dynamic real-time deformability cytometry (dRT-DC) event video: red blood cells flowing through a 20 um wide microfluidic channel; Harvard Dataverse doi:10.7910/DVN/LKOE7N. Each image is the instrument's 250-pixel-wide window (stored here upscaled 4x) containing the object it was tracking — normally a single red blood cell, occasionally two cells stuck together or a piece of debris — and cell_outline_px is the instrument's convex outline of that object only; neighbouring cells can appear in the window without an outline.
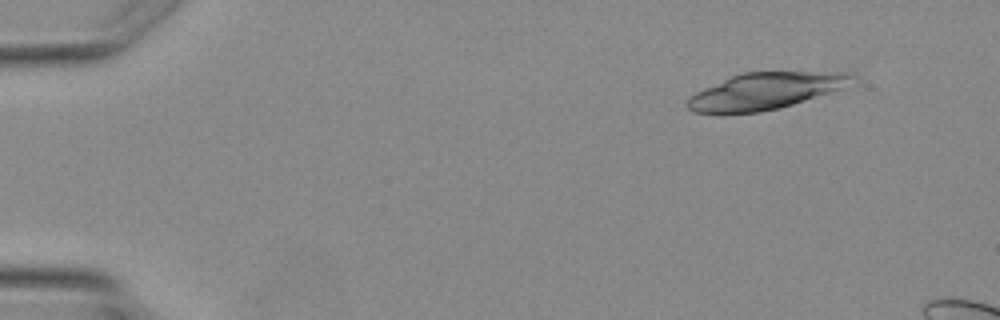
{"species": "Egyptian fruit bat (a non-hibernating species)", "species_latin": "Rousettus aegyptiacus", "temperature_condition": "warm", "stored_images_in_passage": 3, "camera_frame_rate_fps": 3000, "um_per_image_px": 0.085, "animal": {"sex": "female"}, "frame": {"image": 1, "passage_image": 3, "time_ms": 2.667, "image_size_px": [1000, 320], "cell_outline_px": [[860, 80], [856, 84], [780, 108], [760, 112], [696, 112], [688, 108], [684, 104], [696, 92], [704, 88], [732, 76], [744, 72], [844, 72], [856, 76]], "centroid_in_image_um": [65.17, 7.72], "position_along_channel_um": 19.8, "area_um2": 34.8}}